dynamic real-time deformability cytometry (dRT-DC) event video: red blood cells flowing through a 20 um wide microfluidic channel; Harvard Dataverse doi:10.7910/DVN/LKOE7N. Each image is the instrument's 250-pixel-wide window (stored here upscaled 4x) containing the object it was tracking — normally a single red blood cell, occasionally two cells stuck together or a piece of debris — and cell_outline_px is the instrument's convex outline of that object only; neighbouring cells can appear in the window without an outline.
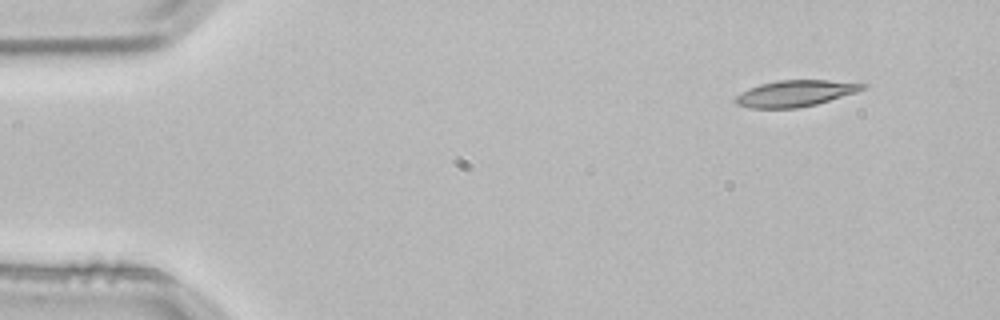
{"species": "common noctule bat (a hibernating species)", "species_latin": "Nyctalus noctula", "temperature_condition": "room temperature", "stored_images_in_passage": 3, "camera_frame_rate_fps": 3000, "um_per_image_px": 0.085, "animal": {"sex": "male", "body_mass_g": 21.5, "forearm_length_mm": 52.0}, "frame": {"image": 1, "passage_image": 1, "time_ms": 0.0, "image_size_px": [1000, 320], "cell_outline_px": [[868, 84], [864, 88], [856, 92], [816, 104], [796, 108], [752, 108], [736, 104], [732, 100], [736, 96], [748, 88], [760, 84], [776, 80], [828, 80]], "centroid_in_image_um": [67.55, 7.93], "position_along_channel_um": 17.4, "area_um2": 19.36}}
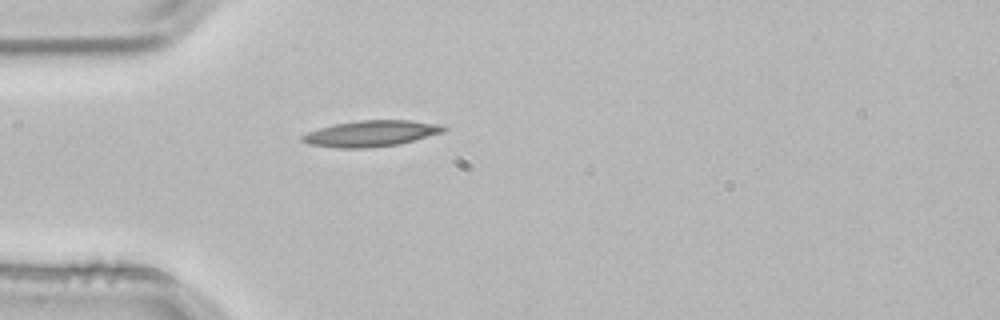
{"frame": {"image": 2, "passage_image": 3, "time_ms": 0.667, "image_size_px": [1000, 320], "cell_outline_px": [[448, 128], [444, 132], [400, 144], [368, 148], [336, 148], [308, 144], [300, 140], [300, 136], [308, 132], [332, 124], [356, 120], [408, 120], [444, 124]], "centroid_in_image_um": [31.56, 11.34], "position_along_channel_um": 53.4, "area_um2": 21.79}}